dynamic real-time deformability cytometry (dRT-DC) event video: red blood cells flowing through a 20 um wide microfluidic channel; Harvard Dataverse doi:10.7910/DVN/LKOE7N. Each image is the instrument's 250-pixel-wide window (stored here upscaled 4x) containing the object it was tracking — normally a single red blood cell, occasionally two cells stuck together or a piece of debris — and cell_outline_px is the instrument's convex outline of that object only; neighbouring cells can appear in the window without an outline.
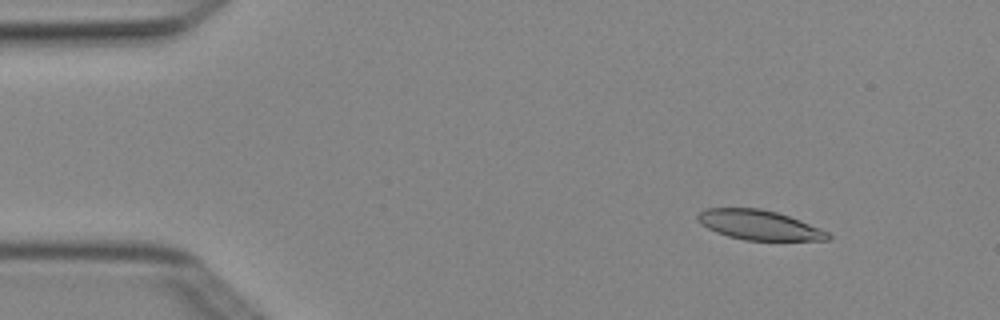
{"species": "Egyptian fruit bat (a non-hibernating species)", "species_latin": "Rousettus aegyptiacus", "temperature_condition": "cold", "stored_images_in_passage": 4, "camera_frame_rate_fps": 3000, "um_per_image_px": 0.085, "animal": {"sex": "female"}, "frame": {"image": 1, "passage_image": 2, "time_ms": 0.333, "image_size_px": [1000, 320], "cell_outline_px": [[832, 236], [828, 240], [744, 240], [728, 236], [716, 232], [700, 224], [696, 220], [696, 216], [704, 208], [760, 208], [776, 212], [800, 220], [820, 228], [828, 232]], "centroid_in_image_um": [64.49, 19.12], "position_along_channel_um": 20.5, "area_um2": 22.54}}